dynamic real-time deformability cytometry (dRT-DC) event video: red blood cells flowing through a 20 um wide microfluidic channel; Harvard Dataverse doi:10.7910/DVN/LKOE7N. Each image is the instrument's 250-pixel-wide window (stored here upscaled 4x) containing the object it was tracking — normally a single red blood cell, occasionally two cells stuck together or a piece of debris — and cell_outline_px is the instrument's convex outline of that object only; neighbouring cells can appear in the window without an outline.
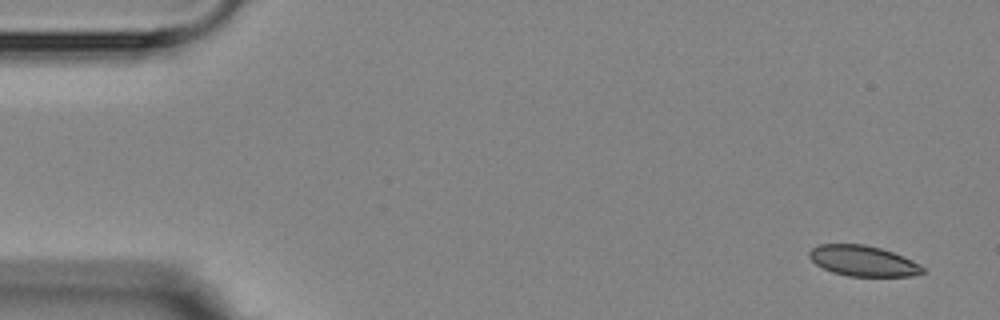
{"species": "Egyptian fruit bat (a non-hibernating species)", "species_latin": "Rousettus aegyptiacus", "temperature_condition": "room temperature", "stored_images_in_passage": 4, "camera_frame_rate_fps": 3000, "um_per_image_px": 0.085, "animal": {"sex": "female"}, "frame": {"image": 1, "passage_image": 1, "time_ms": 0.0, "image_size_px": [1000, 320], "cell_outline_px": [[924, 272], [912, 276], [848, 276], [832, 272], [816, 264], [808, 256], [808, 252], [812, 248], [820, 244], [864, 244], [880, 248], [892, 252], [912, 260], [920, 264], [924, 268]], "centroid_in_image_um": [73.35, 22.17], "position_along_channel_um": 11.7, "area_um2": 20.11}}
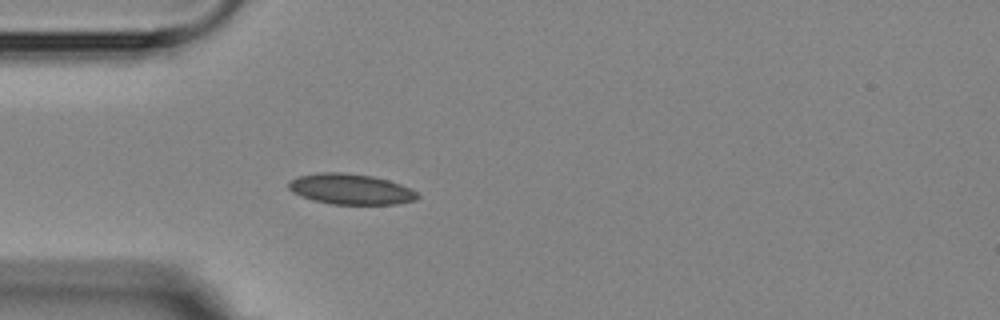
{"frame": {"image": 2, "passage_image": 4, "time_ms": 4.333, "image_size_px": [1000, 320], "cell_outline_px": [[420, 196], [416, 200], [396, 204], [332, 204], [312, 200], [300, 196], [292, 192], [288, 188], [288, 184], [292, 180], [300, 176], [320, 172], [344, 172], [372, 176], [388, 180], [400, 184], [416, 192]], "centroid_in_image_um": [29.8, 16.08], "position_along_channel_um": 55.2, "area_um2": 22.89}}